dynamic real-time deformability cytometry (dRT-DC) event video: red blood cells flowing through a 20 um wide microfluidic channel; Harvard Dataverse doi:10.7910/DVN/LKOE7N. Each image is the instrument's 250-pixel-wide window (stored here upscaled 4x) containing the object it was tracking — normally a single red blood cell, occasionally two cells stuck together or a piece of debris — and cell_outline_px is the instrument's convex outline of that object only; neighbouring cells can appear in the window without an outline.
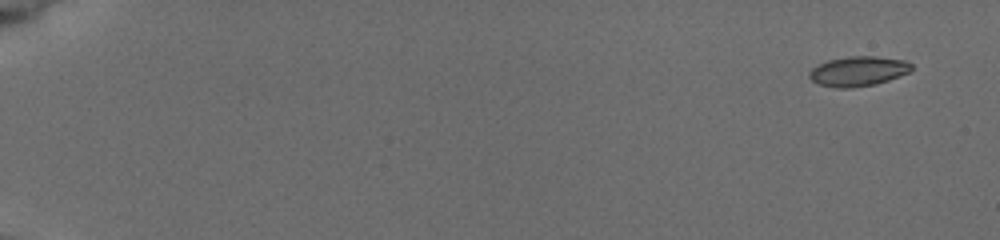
{"species": "common noctule bat (a hibernating species)", "species_latin": "Nyctalus noctula", "temperature_condition": "cold", "stored_images_in_passage": 7, "camera_frame_rate_fps": 3000, "um_per_image_px": 0.085, "animal": {"sex": "female", "body_mass_g": 19.5, "forearm_length_mm": 54.1}, "frame": {"image": 1, "passage_image": 1, "time_ms": 0.0, "image_size_px": [1000, 240], "cell_outline_px": [[912, 72], [876, 84], [852, 88], [836, 88], [816, 84], [808, 76], [808, 72], [812, 68], [828, 60], [848, 56], [876, 56], [904, 60], [912, 64]], "centroid_in_image_um": [72.95, 6.06], "position_along_channel_um": 12.1, "area_um2": 17.98}}
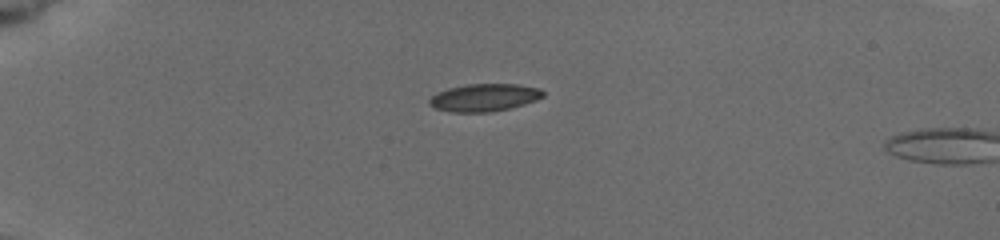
{"frame": {"image": 2, "passage_image": 6, "time_ms": 4.333, "image_size_px": [1000, 240], "cell_outline_px": [[544, 96], [536, 100], [524, 104], [508, 108], [488, 112], [452, 112], [436, 108], [428, 104], [428, 100], [436, 92], [448, 88], [468, 84], [516, 84], [540, 88], [544, 92]], "centroid_in_image_um": [41.15, 8.28], "position_along_channel_um": 43.9, "area_um2": 18.21}}